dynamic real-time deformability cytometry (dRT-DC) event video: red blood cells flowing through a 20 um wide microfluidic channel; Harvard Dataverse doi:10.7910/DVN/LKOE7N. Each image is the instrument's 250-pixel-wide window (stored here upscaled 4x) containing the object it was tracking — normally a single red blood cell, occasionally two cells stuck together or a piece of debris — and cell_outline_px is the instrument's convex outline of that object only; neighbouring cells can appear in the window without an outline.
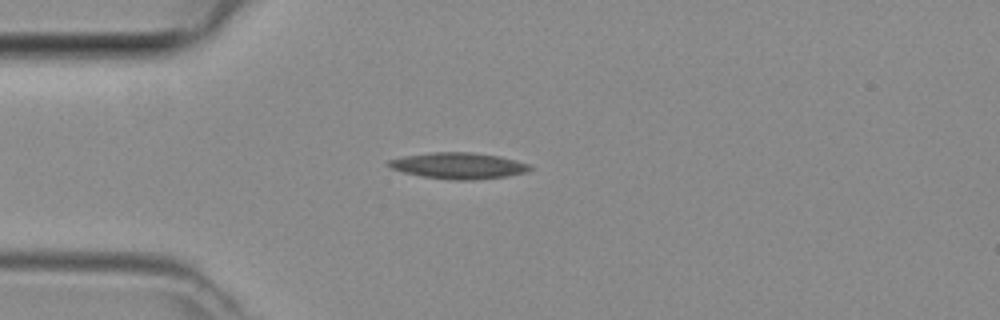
{"species": "common noctule bat (a hibernating species)", "species_latin": "Nyctalus noctula", "temperature_condition": "room temperature", "stored_images_in_passage": 2, "camera_frame_rate_fps": 3000, "um_per_image_px": 0.085, "animal": {"sex": "female", "body_mass_g": 29.2, "forearm_length_mm": 56.3}, "frame": {"image": 1, "passage_image": 2, "time_ms": 0.333, "image_size_px": [1000, 320], "cell_outline_px": [[532, 168], [528, 172], [504, 176], [472, 180], [452, 180], [424, 176], [404, 172], [392, 168], [384, 164], [388, 160], [404, 156], [432, 152], [472, 152], [500, 156], [516, 160], [528, 164]], "centroid_in_image_um": [38.96, 14.07], "position_along_channel_um": 46.0, "area_um2": 21.44}}